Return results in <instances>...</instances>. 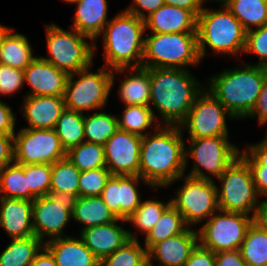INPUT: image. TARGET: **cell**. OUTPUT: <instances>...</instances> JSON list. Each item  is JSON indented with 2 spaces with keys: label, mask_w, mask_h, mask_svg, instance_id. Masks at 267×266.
Here are the masks:
<instances>
[{
  "label": "cell",
  "mask_w": 267,
  "mask_h": 266,
  "mask_svg": "<svg viewBox=\"0 0 267 266\" xmlns=\"http://www.w3.org/2000/svg\"><path fill=\"white\" fill-rule=\"evenodd\" d=\"M142 137L140 177L152 186H167L184 175L185 145L179 126H167Z\"/></svg>",
  "instance_id": "6da1fadb"
},
{
  "label": "cell",
  "mask_w": 267,
  "mask_h": 266,
  "mask_svg": "<svg viewBox=\"0 0 267 266\" xmlns=\"http://www.w3.org/2000/svg\"><path fill=\"white\" fill-rule=\"evenodd\" d=\"M150 101L159 110L167 126L181 124L201 92L197 81L182 69L148 68Z\"/></svg>",
  "instance_id": "7a4b0ae2"
},
{
  "label": "cell",
  "mask_w": 267,
  "mask_h": 266,
  "mask_svg": "<svg viewBox=\"0 0 267 266\" xmlns=\"http://www.w3.org/2000/svg\"><path fill=\"white\" fill-rule=\"evenodd\" d=\"M266 75L267 67L260 65L226 70L211 78L209 91L233 117L244 118L253 111Z\"/></svg>",
  "instance_id": "3957f363"
},
{
  "label": "cell",
  "mask_w": 267,
  "mask_h": 266,
  "mask_svg": "<svg viewBox=\"0 0 267 266\" xmlns=\"http://www.w3.org/2000/svg\"><path fill=\"white\" fill-rule=\"evenodd\" d=\"M105 26L103 39L106 68L122 72L136 60L131 69L142 67L145 38L141 36L146 29L145 20L124 11Z\"/></svg>",
  "instance_id": "277c9868"
},
{
  "label": "cell",
  "mask_w": 267,
  "mask_h": 266,
  "mask_svg": "<svg viewBox=\"0 0 267 266\" xmlns=\"http://www.w3.org/2000/svg\"><path fill=\"white\" fill-rule=\"evenodd\" d=\"M221 11L204 9L197 16V41L200 59L205 55V44L218 53L236 54L245 50L246 31L240 21L224 5Z\"/></svg>",
  "instance_id": "5b68a950"
},
{
  "label": "cell",
  "mask_w": 267,
  "mask_h": 266,
  "mask_svg": "<svg viewBox=\"0 0 267 266\" xmlns=\"http://www.w3.org/2000/svg\"><path fill=\"white\" fill-rule=\"evenodd\" d=\"M199 60L197 33H153L145 38L144 68L182 69Z\"/></svg>",
  "instance_id": "8992f818"
},
{
  "label": "cell",
  "mask_w": 267,
  "mask_h": 266,
  "mask_svg": "<svg viewBox=\"0 0 267 266\" xmlns=\"http://www.w3.org/2000/svg\"><path fill=\"white\" fill-rule=\"evenodd\" d=\"M46 28L47 46L51 58L41 57L42 59L68 75L89 68L96 46L84 41L83 38H89L88 36L75 29H72L74 33L62 30L56 25H49Z\"/></svg>",
  "instance_id": "52a82bcc"
},
{
  "label": "cell",
  "mask_w": 267,
  "mask_h": 266,
  "mask_svg": "<svg viewBox=\"0 0 267 266\" xmlns=\"http://www.w3.org/2000/svg\"><path fill=\"white\" fill-rule=\"evenodd\" d=\"M222 181V190L217 189L220 211L249 214L256 209V188L248 163L238 156L218 178Z\"/></svg>",
  "instance_id": "ba28073f"
},
{
  "label": "cell",
  "mask_w": 267,
  "mask_h": 266,
  "mask_svg": "<svg viewBox=\"0 0 267 266\" xmlns=\"http://www.w3.org/2000/svg\"><path fill=\"white\" fill-rule=\"evenodd\" d=\"M90 73L88 68L76 72L80 79L73 82V74L68 76L65 89V108L82 112L105 105L111 90L114 74L112 70Z\"/></svg>",
  "instance_id": "9c48e42d"
},
{
  "label": "cell",
  "mask_w": 267,
  "mask_h": 266,
  "mask_svg": "<svg viewBox=\"0 0 267 266\" xmlns=\"http://www.w3.org/2000/svg\"><path fill=\"white\" fill-rule=\"evenodd\" d=\"M222 212V215L213 214L198 234L201 245L214 253L239 250L253 222V218L244 213Z\"/></svg>",
  "instance_id": "30bf717a"
},
{
  "label": "cell",
  "mask_w": 267,
  "mask_h": 266,
  "mask_svg": "<svg viewBox=\"0 0 267 266\" xmlns=\"http://www.w3.org/2000/svg\"><path fill=\"white\" fill-rule=\"evenodd\" d=\"M77 196L69 192H49L46 196L36 197L32 203L33 229L42 241L46 234L51 239L60 238L64 226L74 210Z\"/></svg>",
  "instance_id": "8fae6325"
},
{
  "label": "cell",
  "mask_w": 267,
  "mask_h": 266,
  "mask_svg": "<svg viewBox=\"0 0 267 266\" xmlns=\"http://www.w3.org/2000/svg\"><path fill=\"white\" fill-rule=\"evenodd\" d=\"M66 157L55 129H21L14 134V161L18 164H54Z\"/></svg>",
  "instance_id": "7c38bea8"
},
{
  "label": "cell",
  "mask_w": 267,
  "mask_h": 266,
  "mask_svg": "<svg viewBox=\"0 0 267 266\" xmlns=\"http://www.w3.org/2000/svg\"><path fill=\"white\" fill-rule=\"evenodd\" d=\"M185 185L177 191L178 197L171 204L183 216L185 223L195 224L213 215L218 207L217 186L212 180L191 176L185 178Z\"/></svg>",
  "instance_id": "4fadbf2b"
},
{
  "label": "cell",
  "mask_w": 267,
  "mask_h": 266,
  "mask_svg": "<svg viewBox=\"0 0 267 266\" xmlns=\"http://www.w3.org/2000/svg\"><path fill=\"white\" fill-rule=\"evenodd\" d=\"M190 141L191 150L188 153L196 162L189 174L191 177L212 180L200 170L198 166L200 165L219 178L227 167L240 156L237 147L230 145L227 137L190 138Z\"/></svg>",
  "instance_id": "5bb4252c"
},
{
  "label": "cell",
  "mask_w": 267,
  "mask_h": 266,
  "mask_svg": "<svg viewBox=\"0 0 267 266\" xmlns=\"http://www.w3.org/2000/svg\"><path fill=\"white\" fill-rule=\"evenodd\" d=\"M225 113L234 118L213 94L200 93L180 125H183L182 128L187 125L190 138L228 137Z\"/></svg>",
  "instance_id": "9a60e30c"
},
{
  "label": "cell",
  "mask_w": 267,
  "mask_h": 266,
  "mask_svg": "<svg viewBox=\"0 0 267 266\" xmlns=\"http://www.w3.org/2000/svg\"><path fill=\"white\" fill-rule=\"evenodd\" d=\"M142 136L118 129L104 143L106 168L111 175H139Z\"/></svg>",
  "instance_id": "2e32d148"
},
{
  "label": "cell",
  "mask_w": 267,
  "mask_h": 266,
  "mask_svg": "<svg viewBox=\"0 0 267 266\" xmlns=\"http://www.w3.org/2000/svg\"><path fill=\"white\" fill-rule=\"evenodd\" d=\"M139 175H111L101 197L110 211L119 219L127 220L141 204L135 184Z\"/></svg>",
  "instance_id": "e0dca14e"
},
{
  "label": "cell",
  "mask_w": 267,
  "mask_h": 266,
  "mask_svg": "<svg viewBox=\"0 0 267 266\" xmlns=\"http://www.w3.org/2000/svg\"><path fill=\"white\" fill-rule=\"evenodd\" d=\"M23 72L33 89L29 95L64 97L69 75L48 61L36 57Z\"/></svg>",
  "instance_id": "ac0fdd59"
},
{
  "label": "cell",
  "mask_w": 267,
  "mask_h": 266,
  "mask_svg": "<svg viewBox=\"0 0 267 266\" xmlns=\"http://www.w3.org/2000/svg\"><path fill=\"white\" fill-rule=\"evenodd\" d=\"M119 220L126 221L118 218L112 223L82 230L81 239L100 262L121 248L130 239L136 240L133 233L115 224Z\"/></svg>",
  "instance_id": "d6986e66"
},
{
  "label": "cell",
  "mask_w": 267,
  "mask_h": 266,
  "mask_svg": "<svg viewBox=\"0 0 267 266\" xmlns=\"http://www.w3.org/2000/svg\"><path fill=\"white\" fill-rule=\"evenodd\" d=\"M151 33H197V16L184 8L164 4L145 19Z\"/></svg>",
  "instance_id": "ffe728a7"
},
{
  "label": "cell",
  "mask_w": 267,
  "mask_h": 266,
  "mask_svg": "<svg viewBox=\"0 0 267 266\" xmlns=\"http://www.w3.org/2000/svg\"><path fill=\"white\" fill-rule=\"evenodd\" d=\"M0 225L13 238L35 236L33 229V201L1 197Z\"/></svg>",
  "instance_id": "44dd1931"
},
{
  "label": "cell",
  "mask_w": 267,
  "mask_h": 266,
  "mask_svg": "<svg viewBox=\"0 0 267 266\" xmlns=\"http://www.w3.org/2000/svg\"><path fill=\"white\" fill-rule=\"evenodd\" d=\"M198 237V233L187 228L183 233L156 243L148 251V261L155 254L164 266H185L193 249L198 244Z\"/></svg>",
  "instance_id": "7402d4cb"
},
{
  "label": "cell",
  "mask_w": 267,
  "mask_h": 266,
  "mask_svg": "<svg viewBox=\"0 0 267 266\" xmlns=\"http://www.w3.org/2000/svg\"><path fill=\"white\" fill-rule=\"evenodd\" d=\"M24 116L32 129H54L65 108L64 97L28 95Z\"/></svg>",
  "instance_id": "603a6c76"
},
{
  "label": "cell",
  "mask_w": 267,
  "mask_h": 266,
  "mask_svg": "<svg viewBox=\"0 0 267 266\" xmlns=\"http://www.w3.org/2000/svg\"><path fill=\"white\" fill-rule=\"evenodd\" d=\"M44 247L52 254L57 266H100V261L82 239L64 236L45 242Z\"/></svg>",
  "instance_id": "cb8c5ba5"
},
{
  "label": "cell",
  "mask_w": 267,
  "mask_h": 266,
  "mask_svg": "<svg viewBox=\"0 0 267 266\" xmlns=\"http://www.w3.org/2000/svg\"><path fill=\"white\" fill-rule=\"evenodd\" d=\"M75 22L72 29L88 36L91 40H96L102 33L107 21V1L106 0H78Z\"/></svg>",
  "instance_id": "d4e9b609"
},
{
  "label": "cell",
  "mask_w": 267,
  "mask_h": 266,
  "mask_svg": "<svg viewBox=\"0 0 267 266\" xmlns=\"http://www.w3.org/2000/svg\"><path fill=\"white\" fill-rule=\"evenodd\" d=\"M72 217L78 222L85 223L84 229L109 224L118 219L101 196L77 197Z\"/></svg>",
  "instance_id": "484cf974"
},
{
  "label": "cell",
  "mask_w": 267,
  "mask_h": 266,
  "mask_svg": "<svg viewBox=\"0 0 267 266\" xmlns=\"http://www.w3.org/2000/svg\"><path fill=\"white\" fill-rule=\"evenodd\" d=\"M10 29L2 40L0 47V63L9 67L25 70L36 58L28 40L21 34H11Z\"/></svg>",
  "instance_id": "4316f807"
},
{
  "label": "cell",
  "mask_w": 267,
  "mask_h": 266,
  "mask_svg": "<svg viewBox=\"0 0 267 266\" xmlns=\"http://www.w3.org/2000/svg\"><path fill=\"white\" fill-rule=\"evenodd\" d=\"M136 74L128 76L120 86V97L126 105L150 107V74L148 68H133Z\"/></svg>",
  "instance_id": "83f0119b"
},
{
  "label": "cell",
  "mask_w": 267,
  "mask_h": 266,
  "mask_svg": "<svg viewBox=\"0 0 267 266\" xmlns=\"http://www.w3.org/2000/svg\"><path fill=\"white\" fill-rule=\"evenodd\" d=\"M36 236L13 239L0 255V266H30L44 246Z\"/></svg>",
  "instance_id": "f1b7e54d"
},
{
  "label": "cell",
  "mask_w": 267,
  "mask_h": 266,
  "mask_svg": "<svg viewBox=\"0 0 267 266\" xmlns=\"http://www.w3.org/2000/svg\"><path fill=\"white\" fill-rule=\"evenodd\" d=\"M84 117L82 112L69 109L61 113L54 129L66 152L85 139Z\"/></svg>",
  "instance_id": "f546056e"
},
{
  "label": "cell",
  "mask_w": 267,
  "mask_h": 266,
  "mask_svg": "<svg viewBox=\"0 0 267 266\" xmlns=\"http://www.w3.org/2000/svg\"><path fill=\"white\" fill-rule=\"evenodd\" d=\"M183 216L171 204L161 215L160 220L146 235L145 249L149 251L156 243L166 240L180 233L187 228Z\"/></svg>",
  "instance_id": "4dcf8cb0"
},
{
  "label": "cell",
  "mask_w": 267,
  "mask_h": 266,
  "mask_svg": "<svg viewBox=\"0 0 267 266\" xmlns=\"http://www.w3.org/2000/svg\"><path fill=\"white\" fill-rule=\"evenodd\" d=\"M225 6L246 32L252 29L250 25L259 28L267 22V0H230Z\"/></svg>",
  "instance_id": "1f68e13d"
},
{
  "label": "cell",
  "mask_w": 267,
  "mask_h": 266,
  "mask_svg": "<svg viewBox=\"0 0 267 266\" xmlns=\"http://www.w3.org/2000/svg\"><path fill=\"white\" fill-rule=\"evenodd\" d=\"M239 250L246 266H267V232L252 222Z\"/></svg>",
  "instance_id": "d6a6232c"
},
{
  "label": "cell",
  "mask_w": 267,
  "mask_h": 266,
  "mask_svg": "<svg viewBox=\"0 0 267 266\" xmlns=\"http://www.w3.org/2000/svg\"><path fill=\"white\" fill-rule=\"evenodd\" d=\"M5 191L1 197L23 199L30 201V189L27 177L24 175V165L14 162L0 169V192Z\"/></svg>",
  "instance_id": "836d02e7"
},
{
  "label": "cell",
  "mask_w": 267,
  "mask_h": 266,
  "mask_svg": "<svg viewBox=\"0 0 267 266\" xmlns=\"http://www.w3.org/2000/svg\"><path fill=\"white\" fill-rule=\"evenodd\" d=\"M66 157L82 172L98 168H106L104 146L82 142L66 152Z\"/></svg>",
  "instance_id": "e575fe53"
},
{
  "label": "cell",
  "mask_w": 267,
  "mask_h": 266,
  "mask_svg": "<svg viewBox=\"0 0 267 266\" xmlns=\"http://www.w3.org/2000/svg\"><path fill=\"white\" fill-rule=\"evenodd\" d=\"M81 172L67 157L52 164L50 192H69L79 197Z\"/></svg>",
  "instance_id": "d590c367"
},
{
  "label": "cell",
  "mask_w": 267,
  "mask_h": 266,
  "mask_svg": "<svg viewBox=\"0 0 267 266\" xmlns=\"http://www.w3.org/2000/svg\"><path fill=\"white\" fill-rule=\"evenodd\" d=\"M85 137L89 143L104 145L118 128V118L106 113H93L84 117Z\"/></svg>",
  "instance_id": "8d00e7d4"
},
{
  "label": "cell",
  "mask_w": 267,
  "mask_h": 266,
  "mask_svg": "<svg viewBox=\"0 0 267 266\" xmlns=\"http://www.w3.org/2000/svg\"><path fill=\"white\" fill-rule=\"evenodd\" d=\"M147 264L148 251L141 247L137 239H130L100 262V266H146Z\"/></svg>",
  "instance_id": "74e56055"
},
{
  "label": "cell",
  "mask_w": 267,
  "mask_h": 266,
  "mask_svg": "<svg viewBox=\"0 0 267 266\" xmlns=\"http://www.w3.org/2000/svg\"><path fill=\"white\" fill-rule=\"evenodd\" d=\"M154 116L151 107L126 105L123 119L118 118V128L143 137L142 131L152 125Z\"/></svg>",
  "instance_id": "f35d334b"
},
{
  "label": "cell",
  "mask_w": 267,
  "mask_h": 266,
  "mask_svg": "<svg viewBox=\"0 0 267 266\" xmlns=\"http://www.w3.org/2000/svg\"><path fill=\"white\" fill-rule=\"evenodd\" d=\"M170 205L171 201L167 204L155 200L141 202L139 207L126 221H132L139 230L144 231L147 235Z\"/></svg>",
  "instance_id": "ab89813d"
},
{
  "label": "cell",
  "mask_w": 267,
  "mask_h": 266,
  "mask_svg": "<svg viewBox=\"0 0 267 266\" xmlns=\"http://www.w3.org/2000/svg\"><path fill=\"white\" fill-rule=\"evenodd\" d=\"M51 173V164L24 165V175L27 177L28 187L30 189V201H33L36 197L49 194Z\"/></svg>",
  "instance_id": "60d3db41"
},
{
  "label": "cell",
  "mask_w": 267,
  "mask_h": 266,
  "mask_svg": "<svg viewBox=\"0 0 267 266\" xmlns=\"http://www.w3.org/2000/svg\"><path fill=\"white\" fill-rule=\"evenodd\" d=\"M110 176L107 168L82 171L79 177V197L101 196Z\"/></svg>",
  "instance_id": "b9f144b4"
},
{
  "label": "cell",
  "mask_w": 267,
  "mask_h": 266,
  "mask_svg": "<svg viewBox=\"0 0 267 266\" xmlns=\"http://www.w3.org/2000/svg\"><path fill=\"white\" fill-rule=\"evenodd\" d=\"M244 52L255 53L262 60L257 65L267 67V22L256 30L246 32Z\"/></svg>",
  "instance_id": "7bdbcfd3"
},
{
  "label": "cell",
  "mask_w": 267,
  "mask_h": 266,
  "mask_svg": "<svg viewBox=\"0 0 267 266\" xmlns=\"http://www.w3.org/2000/svg\"><path fill=\"white\" fill-rule=\"evenodd\" d=\"M24 82L23 70L9 67L0 63V93L12 94L16 92Z\"/></svg>",
  "instance_id": "ee69618b"
},
{
  "label": "cell",
  "mask_w": 267,
  "mask_h": 266,
  "mask_svg": "<svg viewBox=\"0 0 267 266\" xmlns=\"http://www.w3.org/2000/svg\"><path fill=\"white\" fill-rule=\"evenodd\" d=\"M249 153L245 150L240 156L250 168H267V137L260 144L250 146Z\"/></svg>",
  "instance_id": "f6af8a7d"
},
{
  "label": "cell",
  "mask_w": 267,
  "mask_h": 266,
  "mask_svg": "<svg viewBox=\"0 0 267 266\" xmlns=\"http://www.w3.org/2000/svg\"><path fill=\"white\" fill-rule=\"evenodd\" d=\"M185 266H215V253L201 244H197Z\"/></svg>",
  "instance_id": "bcb514c9"
},
{
  "label": "cell",
  "mask_w": 267,
  "mask_h": 266,
  "mask_svg": "<svg viewBox=\"0 0 267 266\" xmlns=\"http://www.w3.org/2000/svg\"><path fill=\"white\" fill-rule=\"evenodd\" d=\"M13 160L14 134H5L0 132V169L10 164Z\"/></svg>",
  "instance_id": "7dc6e473"
},
{
  "label": "cell",
  "mask_w": 267,
  "mask_h": 266,
  "mask_svg": "<svg viewBox=\"0 0 267 266\" xmlns=\"http://www.w3.org/2000/svg\"><path fill=\"white\" fill-rule=\"evenodd\" d=\"M215 266H246V263L240 250H229L215 253Z\"/></svg>",
  "instance_id": "c3c4849f"
},
{
  "label": "cell",
  "mask_w": 267,
  "mask_h": 266,
  "mask_svg": "<svg viewBox=\"0 0 267 266\" xmlns=\"http://www.w3.org/2000/svg\"><path fill=\"white\" fill-rule=\"evenodd\" d=\"M134 1H135L134 6L133 5L130 6V8L126 9L125 11L134 14L135 16L143 20H145L147 16L143 14L139 8H143L145 11L147 10L149 12L148 16H150L154 11H156L165 4L164 0H134Z\"/></svg>",
  "instance_id": "681fc988"
},
{
  "label": "cell",
  "mask_w": 267,
  "mask_h": 266,
  "mask_svg": "<svg viewBox=\"0 0 267 266\" xmlns=\"http://www.w3.org/2000/svg\"><path fill=\"white\" fill-rule=\"evenodd\" d=\"M258 115L259 123L264 124L267 122V75L263 82V86L258 96L256 105L250 116Z\"/></svg>",
  "instance_id": "f907efd6"
},
{
  "label": "cell",
  "mask_w": 267,
  "mask_h": 266,
  "mask_svg": "<svg viewBox=\"0 0 267 266\" xmlns=\"http://www.w3.org/2000/svg\"><path fill=\"white\" fill-rule=\"evenodd\" d=\"M15 117L11 108L0 101V132L14 134Z\"/></svg>",
  "instance_id": "816d5d0a"
},
{
  "label": "cell",
  "mask_w": 267,
  "mask_h": 266,
  "mask_svg": "<svg viewBox=\"0 0 267 266\" xmlns=\"http://www.w3.org/2000/svg\"><path fill=\"white\" fill-rule=\"evenodd\" d=\"M258 194L267 195V168H250Z\"/></svg>",
  "instance_id": "f5cc1de1"
},
{
  "label": "cell",
  "mask_w": 267,
  "mask_h": 266,
  "mask_svg": "<svg viewBox=\"0 0 267 266\" xmlns=\"http://www.w3.org/2000/svg\"><path fill=\"white\" fill-rule=\"evenodd\" d=\"M203 1L204 0H164V3L175 7L191 10L196 16H198L203 10Z\"/></svg>",
  "instance_id": "db71d44e"
},
{
  "label": "cell",
  "mask_w": 267,
  "mask_h": 266,
  "mask_svg": "<svg viewBox=\"0 0 267 266\" xmlns=\"http://www.w3.org/2000/svg\"><path fill=\"white\" fill-rule=\"evenodd\" d=\"M256 206L255 212H253V223L258 226L260 229L267 232V200L258 203Z\"/></svg>",
  "instance_id": "11a10c76"
},
{
  "label": "cell",
  "mask_w": 267,
  "mask_h": 266,
  "mask_svg": "<svg viewBox=\"0 0 267 266\" xmlns=\"http://www.w3.org/2000/svg\"><path fill=\"white\" fill-rule=\"evenodd\" d=\"M43 253H38L30 266H57L52 254L44 247Z\"/></svg>",
  "instance_id": "9f6ffc18"
},
{
  "label": "cell",
  "mask_w": 267,
  "mask_h": 266,
  "mask_svg": "<svg viewBox=\"0 0 267 266\" xmlns=\"http://www.w3.org/2000/svg\"><path fill=\"white\" fill-rule=\"evenodd\" d=\"M10 30V28H5L4 26L0 25V47H1V43L3 38L5 37L6 33Z\"/></svg>",
  "instance_id": "6f0895ef"
},
{
  "label": "cell",
  "mask_w": 267,
  "mask_h": 266,
  "mask_svg": "<svg viewBox=\"0 0 267 266\" xmlns=\"http://www.w3.org/2000/svg\"><path fill=\"white\" fill-rule=\"evenodd\" d=\"M216 1L223 2V6H224V5L227 4L230 0H216Z\"/></svg>",
  "instance_id": "680465c9"
},
{
  "label": "cell",
  "mask_w": 267,
  "mask_h": 266,
  "mask_svg": "<svg viewBox=\"0 0 267 266\" xmlns=\"http://www.w3.org/2000/svg\"><path fill=\"white\" fill-rule=\"evenodd\" d=\"M64 1H67V2H70V3H74V2H76L78 0H64Z\"/></svg>",
  "instance_id": "91938a15"
},
{
  "label": "cell",
  "mask_w": 267,
  "mask_h": 266,
  "mask_svg": "<svg viewBox=\"0 0 267 266\" xmlns=\"http://www.w3.org/2000/svg\"><path fill=\"white\" fill-rule=\"evenodd\" d=\"M146 266H152L151 261H148V264Z\"/></svg>",
  "instance_id": "94428289"
}]
</instances>
